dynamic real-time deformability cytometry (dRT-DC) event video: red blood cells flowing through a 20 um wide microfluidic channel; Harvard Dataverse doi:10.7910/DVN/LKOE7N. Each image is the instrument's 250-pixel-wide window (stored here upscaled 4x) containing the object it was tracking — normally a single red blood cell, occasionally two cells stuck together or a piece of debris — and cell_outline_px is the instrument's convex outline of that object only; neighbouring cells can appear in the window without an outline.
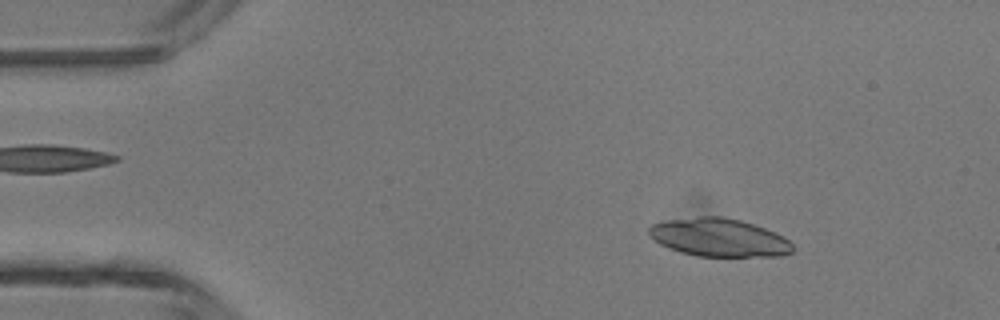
{"species": "common noctule bat (a hibernating species)", "species_latin": "Nyctalus noctula", "temperature_condition": "room temperature", "stored_images_in_passage": 41, "segment_of_instrument_passage": [1, 2], "camera_frame_rate_fps": 3000, "um_per_image_px": 0.085, "animal": {"sex": "male", "body_mass_g": 13.3}, "frame": {"image": 1, "passage_image": 1, "time_ms": 0.0, "image_size_px": [1000, 320], "cell_outline_px": [[796, 248], [792, 252], [780, 256], [696, 256], [680, 252], [668, 248], [652, 240], [648, 236], [648, 228], [652, 224], [668, 220], [700, 216], [724, 216], [740, 220], [776, 232], [784, 236]], "centroid_in_image_um": [61.1, 20.19], "position_along_channel_um": 23.9, "area_um2": 32.19}}